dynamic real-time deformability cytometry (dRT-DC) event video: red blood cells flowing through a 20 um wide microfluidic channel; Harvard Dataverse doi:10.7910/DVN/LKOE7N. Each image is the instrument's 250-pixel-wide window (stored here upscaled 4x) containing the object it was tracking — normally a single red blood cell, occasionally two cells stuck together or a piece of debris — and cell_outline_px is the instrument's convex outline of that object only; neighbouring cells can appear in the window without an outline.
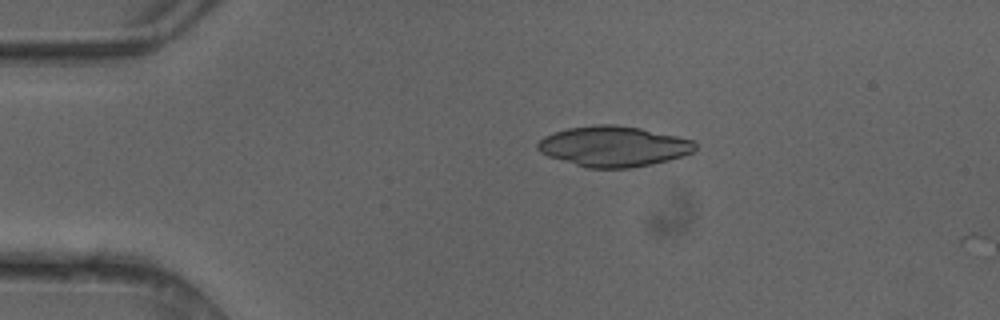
{"species": "common noctule bat (a hibernating species)", "species_latin": "Nyctalus noctula", "temperature_condition": "cold", "stored_images_in_passage": 4, "camera_frame_rate_fps": 3000, "um_per_image_px": 0.085, "animal": {"sex": "female"}, "frame": {"image": 1, "passage_image": 3, "time_ms": 0.667, "image_size_px": [1000, 320], "cell_outline_px": [[696, 148], [692, 152], [668, 160], [652, 164], [632, 168], [588, 168], [548, 156], [540, 152], [536, 148], [536, 144], [544, 136], [568, 128], [596, 124], [616, 124], [640, 128], [696, 140]], "centroid_in_image_um": [52.16, 12.43], "position_along_channel_um": 32.8, "area_um2": 37.11}}